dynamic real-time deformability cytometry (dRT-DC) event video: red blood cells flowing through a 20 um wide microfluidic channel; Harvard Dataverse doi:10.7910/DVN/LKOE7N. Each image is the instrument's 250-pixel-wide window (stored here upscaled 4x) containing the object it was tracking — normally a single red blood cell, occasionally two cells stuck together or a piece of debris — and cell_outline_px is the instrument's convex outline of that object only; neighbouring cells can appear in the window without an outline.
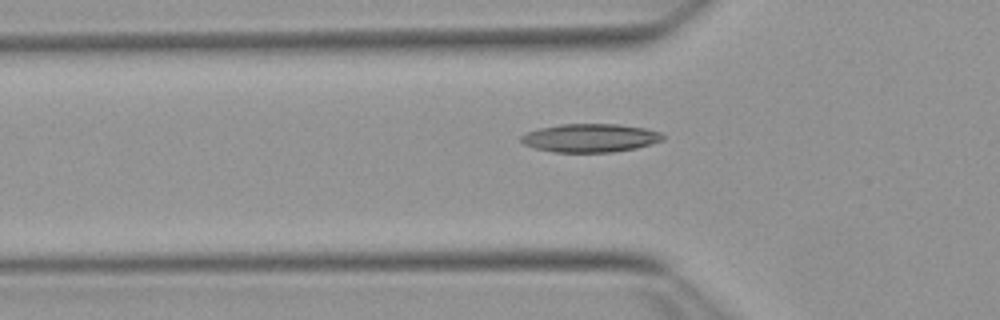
{"species": "Egyptian fruit bat (a non-hibernating species)", "species_latin": "Rousettus aegyptiacus", "temperature_condition": "warm", "stored_images_in_passage": 33, "camera_frame_rate_fps": 3000, "um_per_image_px": 0.085, "animal": {"sex": "female"}, "frame": {"image": 1, "passage_image": 4, "time_ms": 1.0, "image_size_px": [1000, 320], "cell_outline_px": [[664, 140], [636, 148], [612, 152], [552, 152], [536, 148], [524, 144], [520, 140], [520, 136], [528, 132], [540, 128], [560, 124], [620, 124], [644, 128], [660, 132], [664, 136]], "centroid_in_image_um": [50.17, 11.72], "position_along_channel_um": 75.6, "area_um2": 23.41}}
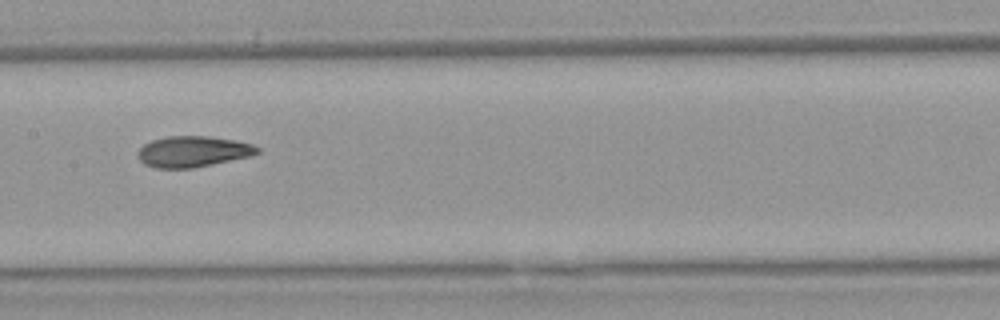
{"frame": {"image": 2, "passage_image": 13, "time_ms": 4.0, "image_size_px": [1000, 320], "cell_outline_px": [[260, 152], [252, 156], [192, 168], [156, 168], [144, 164], [140, 160], [136, 152], [144, 144], [152, 140], [168, 136], [208, 136], [236, 140], [252, 144], [260, 148]], "centroid_in_image_um": [16.41, 12.88], "position_along_channel_um": 191.0, "area_um2": 21.62}}
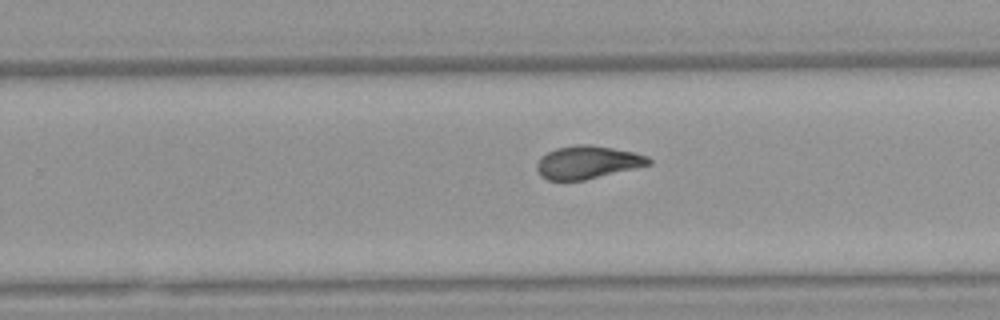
{"frame": {"image": 3, "passage_image": 20, "time_ms": 6.333, "image_size_px": [1000, 320], "cell_outline_px": [[652, 164], [636, 168], [584, 180], [548, 180], [540, 176], [536, 168], [536, 164], [540, 156], [556, 148], [576, 144], [588, 144], [612, 148], [632, 152], [648, 156], [652, 160]], "centroid_in_image_um": [49.92, 13.79], "position_along_channel_um": 279.9, "area_um2": 21.5}}